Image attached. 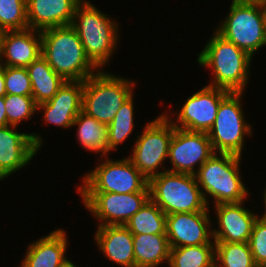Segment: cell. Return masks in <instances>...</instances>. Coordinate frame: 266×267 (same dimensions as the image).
I'll return each instance as SVG.
<instances>
[{
	"instance_id": "cell-1",
	"label": "cell",
	"mask_w": 266,
	"mask_h": 267,
	"mask_svg": "<svg viewBox=\"0 0 266 267\" xmlns=\"http://www.w3.org/2000/svg\"><path fill=\"white\" fill-rule=\"evenodd\" d=\"M42 53L50 67L66 81H85L97 73L87 57L76 30L71 26L52 27L41 31Z\"/></svg>"
},
{
	"instance_id": "cell-2",
	"label": "cell",
	"mask_w": 266,
	"mask_h": 267,
	"mask_svg": "<svg viewBox=\"0 0 266 267\" xmlns=\"http://www.w3.org/2000/svg\"><path fill=\"white\" fill-rule=\"evenodd\" d=\"M198 55V64L213 70L209 86L229 92H243L248 82L251 56L217 32Z\"/></svg>"
},
{
	"instance_id": "cell-3",
	"label": "cell",
	"mask_w": 266,
	"mask_h": 267,
	"mask_svg": "<svg viewBox=\"0 0 266 267\" xmlns=\"http://www.w3.org/2000/svg\"><path fill=\"white\" fill-rule=\"evenodd\" d=\"M71 26L79 35L87 57L102 69L117 46V23L89 1L82 0L75 9Z\"/></svg>"
},
{
	"instance_id": "cell-4",
	"label": "cell",
	"mask_w": 266,
	"mask_h": 267,
	"mask_svg": "<svg viewBox=\"0 0 266 267\" xmlns=\"http://www.w3.org/2000/svg\"><path fill=\"white\" fill-rule=\"evenodd\" d=\"M241 158L233 154L214 152L196 170L197 184L202 188L201 192L207 206L209 201L206 196L208 194L215 199V205L240 203L247 198L248 190L240 178Z\"/></svg>"
},
{
	"instance_id": "cell-5",
	"label": "cell",
	"mask_w": 266,
	"mask_h": 267,
	"mask_svg": "<svg viewBox=\"0 0 266 267\" xmlns=\"http://www.w3.org/2000/svg\"><path fill=\"white\" fill-rule=\"evenodd\" d=\"M150 199L166 214L204 211L208 206L195 175L161 172L149 179Z\"/></svg>"
},
{
	"instance_id": "cell-6",
	"label": "cell",
	"mask_w": 266,
	"mask_h": 267,
	"mask_svg": "<svg viewBox=\"0 0 266 267\" xmlns=\"http://www.w3.org/2000/svg\"><path fill=\"white\" fill-rule=\"evenodd\" d=\"M98 71L84 81L82 111L109 125L123 103L132 95L135 82Z\"/></svg>"
},
{
	"instance_id": "cell-7",
	"label": "cell",
	"mask_w": 266,
	"mask_h": 267,
	"mask_svg": "<svg viewBox=\"0 0 266 267\" xmlns=\"http://www.w3.org/2000/svg\"><path fill=\"white\" fill-rule=\"evenodd\" d=\"M216 32L249 56L266 46V7L233 2Z\"/></svg>"
},
{
	"instance_id": "cell-8",
	"label": "cell",
	"mask_w": 266,
	"mask_h": 267,
	"mask_svg": "<svg viewBox=\"0 0 266 267\" xmlns=\"http://www.w3.org/2000/svg\"><path fill=\"white\" fill-rule=\"evenodd\" d=\"M78 193L150 192L149 180L134 166L130 158L105 159L83 178Z\"/></svg>"
},
{
	"instance_id": "cell-9",
	"label": "cell",
	"mask_w": 266,
	"mask_h": 267,
	"mask_svg": "<svg viewBox=\"0 0 266 267\" xmlns=\"http://www.w3.org/2000/svg\"><path fill=\"white\" fill-rule=\"evenodd\" d=\"M243 92H229L220 102L216 119L207 133L215 153L242 156L244 136L252 134L241 104Z\"/></svg>"
},
{
	"instance_id": "cell-10",
	"label": "cell",
	"mask_w": 266,
	"mask_h": 267,
	"mask_svg": "<svg viewBox=\"0 0 266 267\" xmlns=\"http://www.w3.org/2000/svg\"><path fill=\"white\" fill-rule=\"evenodd\" d=\"M173 132L171 119L164 113L146 124L142 135L137 136L129 158L148 180L164 172L157 170L163 167V162L168 158Z\"/></svg>"
},
{
	"instance_id": "cell-11",
	"label": "cell",
	"mask_w": 266,
	"mask_h": 267,
	"mask_svg": "<svg viewBox=\"0 0 266 267\" xmlns=\"http://www.w3.org/2000/svg\"><path fill=\"white\" fill-rule=\"evenodd\" d=\"M80 196L85 207L101 220L99 226L125 225L147 203L150 192L80 193Z\"/></svg>"
},
{
	"instance_id": "cell-12",
	"label": "cell",
	"mask_w": 266,
	"mask_h": 267,
	"mask_svg": "<svg viewBox=\"0 0 266 267\" xmlns=\"http://www.w3.org/2000/svg\"><path fill=\"white\" fill-rule=\"evenodd\" d=\"M228 93L227 90L209 85L203 87L186 99L176 122L171 123L179 129L208 133L216 119L220 102Z\"/></svg>"
},
{
	"instance_id": "cell-13",
	"label": "cell",
	"mask_w": 266,
	"mask_h": 267,
	"mask_svg": "<svg viewBox=\"0 0 266 267\" xmlns=\"http://www.w3.org/2000/svg\"><path fill=\"white\" fill-rule=\"evenodd\" d=\"M213 154L207 133L174 127L168 153L173 168L167 171L195 175L197 163L199 169Z\"/></svg>"
},
{
	"instance_id": "cell-14",
	"label": "cell",
	"mask_w": 266,
	"mask_h": 267,
	"mask_svg": "<svg viewBox=\"0 0 266 267\" xmlns=\"http://www.w3.org/2000/svg\"><path fill=\"white\" fill-rule=\"evenodd\" d=\"M208 209L209 206L204 211L166 215V236L170 248L215 244L210 240L213 236Z\"/></svg>"
},
{
	"instance_id": "cell-15",
	"label": "cell",
	"mask_w": 266,
	"mask_h": 267,
	"mask_svg": "<svg viewBox=\"0 0 266 267\" xmlns=\"http://www.w3.org/2000/svg\"><path fill=\"white\" fill-rule=\"evenodd\" d=\"M17 126L0 127V175L3 178L31 162L42 145L38 134L17 132Z\"/></svg>"
},
{
	"instance_id": "cell-16",
	"label": "cell",
	"mask_w": 266,
	"mask_h": 267,
	"mask_svg": "<svg viewBox=\"0 0 266 267\" xmlns=\"http://www.w3.org/2000/svg\"><path fill=\"white\" fill-rule=\"evenodd\" d=\"M41 53V31L27 28L0 32L1 65L27 68L41 56ZM2 58L6 61L4 62Z\"/></svg>"
},
{
	"instance_id": "cell-17",
	"label": "cell",
	"mask_w": 266,
	"mask_h": 267,
	"mask_svg": "<svg viewBox=\"0 0 266 267\" xmlns=\"http://www.w3.org/2000/svg\"><path fill=\"white\" fill-rule=\"evenodd\" d=\"M84 81H66L57 93L48 101L37 105V111H44V120L48 123L70 128L82 110Z\"/></svg>"
},
{
	"instance_id": "cell-18",
	"label": "cell",
	"mask_w": 266,
	"mask_h": 267,
	"mask_svg": "<svg viewBox=\"0 0 266 267\" xmlns=\"http://www.w3.org/2000/svg\"><path fill=\"white\" fill-rule=\"evenodd\" d=\"M242 204L243 202L215 205L218 230L212 229L214 242H249L258 217Z\"/></svg>"
},
{
	"instance_id": "cell-19",
	"label": "cell",
	"mask_w": 266,
	"mask_h": 267,
	"mask_svg": "<svg viewBox=\"0 0 266 267\" xmlns=\"http://www.w3.org/2000/svg\"><path fill=\"white\" fill-rule=\"evenodd\" d=\"M82 0H26L28 28L42 31L71 25Z\"/></svg>"
},
{
	"instance_id": "cell-20",
	"label": "cell",
	"mask_w": 266,
	"mask_h": 267,
	"mask_svg": "<svg viewBox=\"0 0 266 267\" xmlns=\"http://www.w3.org/2000/svg\"><path fill=\"white\" fill-rule=\"evenodd\" d=\"M66 231L57 229L29 244L21 267H69L72 261L65 257Z\"/></svg>"
},
{
	"instance_id": "cell-21",
	"label": "cell",
	"mask_w": 266,
	"mask_h": 267,
	"mask_svg": "<svg viewBox=\"0 0 266 267\" xmlns=\"http://www.w3.org/2000/svg\"><path fill=\"white\" fill-rule=\"evenodd\" d=\"M95 239L108 260L119 266L135 267L133 234L125 225L98 226Z\"/></svg>"
},
{
	"instance_id": "cell-22",
	"label": "cell",
	"mask_w": 266,
	"mask_h": 267,
	"mask_svg": "<svg viewBox=\"0 0 266 267\" xmlns=\"http://www.w3.org/2000/svg\"><path fill=\"white\" fill-rule=\"evenodd\" d=\"M27 72L31 81L32 96L37 105L50 100L66 82L42 55L27 67Z\"/></svg>"
},
{
	"instance_id": "cell-23",
	"label": "cell",
	"mask_w": 266,
	"mask_h": 267,
	"mask_svg": "<svg viewBox=\"0 0 266 267\" xmlns=\"http://www.w3.org/2000/svg\"><path fill=\"white\" fill-rule=\"evenodd\" d=\"M133 245L135 267H157L163 261L169 262L170 246L166 235H133Z\"/></svg>"
},
{
	"instance_id": "cell-24",
	"label": "cell",
	"mask_w": 266,
	"mask_h": 267,
	"mask_svg": "<svg viewBox=\"0 0 266 267\" xmlns=\"http://www.w3.org/2000/svg\"><path fill=\"white\" fill-rule=\"evenodd\" d=\"M77 125V137L83 146L89 151L101 152V156L108 155V127L97 121L82 110L75 118L73 124Z\"/></svg>"
},
{
	"instance_id": "cell-25",
	"label": "cell",
	"mask_w": 266,
	"mask_h": 267,
	"mask_svg": "<svg viewBox=\"0 0 266 267\" xmlns=\"http://www.w3.org/2000/svg\"><path fill=\"white\" fill-rule=\"evenodd\" d=\"M133 235H166V214L151 200L125 224Z\"/></svg>"
},
{
	"instance_id": "cell-26",
	"label": "cell",
	"mask_w": 266,
	"mask_h": 267,
	"mask_svg": "<svg viewBox=\"0 0 266 267\" xmlns=\"http://www.w3.org/2000/svg\"><path fill=\"white\" fill-rule=\"evenodd\" d=\"M169 267H215V244L170 248Z\"/></svg>"
},
{
	"instance_id": "cell-27",
	"label": "cell",
	"mask_w": 266,
	"mask_h": 267,
	"mask_svg": "<svg viewBox=\"0 0 266 267\" xmlns=\"http://www.w3.org/2000/svg\"><path fill=\"white\" fill-rule=\"evenodd\" d=\"M215 267H258L248 242H215Z\"/></svg>"
},
{
	"instance_id": "cell-28",
	"label": "cell",
	"mask_w": 266,
	"mask_h": 267,
	"mask_svg": "<svg viewBox=\"0 0 266 267\" xmlns=\"http://www.w3.org/2000/svg\"><path fill=\"white\" fill-rule=\"evenodd\" d=\"M133 96L127 99L116 112L108 127V150H117V146L131 134L134 126Z\"/></svg>"
},
{
	"instance_id": "cell-29",
	"label": "cell",
	"mask_w": 266,
	"mask_h": 267,
	"mask_svg": "<svg viewBox=\"0 0 266 267\" xmlns=\"http://www.w3.org/2000/svg\"><path fill=\"white\" fill-rule=\"evenodd\" d=\"M27 28L26 0H0V32Z\"/></svg>"
},
{
	"instance_id": "cell-30",
	"label": "cell",
	"mask_w": 266,
	"mask_h": 267,
	"mask_svg": "<svg viewBox=\"0 0 266 267\" xmlns=\"http://www.w3.org/2000/svg\"><path fill=\"white\" fill-rule=\"evenodd\" d=\"M7 122L18 126L21 121L31 118L37 111L33 96L6 94L4 96Z\"/></svg>"
},
{
	"instance_id": "cell-31",
	"label": "cell",
	"mask_w": 266,
	"mask_h": 267,
	"mask_svg": "<svg viewBox=\"0 0 266 267\" xmlns=\"http://www.w3.org/2000/svg\"><path fill=\"white\" fill-rule=\"evenodd\" d=\"M4 78L6 94L32 96L27 68L4 66Z\"/></svg>"
},
{
	"instance_id": "cell-32",
	"label": "cell",
	"mask_w": 266,
	"mask_h": 267,
	"mask_svg": "<svg viewBox=\"0 0 266 267\" xmlns=\"http://www.w3.org/2000/svg\"><path fill=\"white\" fill-rule=\"evenodd\" d=\"M252 256L258 267H266V222L255 220L249 239Z\"/></svg>"
},
{
	"instance_id": "cell-33",
	"label": "cell",
	"mask_w": 266,
	"mask_h": 267,
	"mask_svg": "<svg viewBox=\"0 0 266 267\" xmlns=\"http://www.w3.org/2000/svg\"><path fill=\"white\" fill-rule=\"evenodd\" d=\"M9 125L7 122V115L5 110L4 96L0 97V127Z\"/></svg>"
},
{
	"instance_id": "cell-34",
	"label": "cell",
	"mask_w": 266,
	"mask_h": 267,
	"mask_svg": "<svg viewBox=\"0 0 266 267\" xmlns=\"http://www.w3.org/2000/svg\"><path fill=\"white\" fill-rule=\"evenodd\" d=\"M4 66L0 64V97L5 96Z\"/></svg>"
},
{
	"instance_id": "cell-35",
	"label": "cell",
	"mask_w": 266,
	"mask_h": 267,
	"mask_svg": "<svg viewBox=\"0 0 266 267\" xmlns=\"http://www.w3.org/2000/svg\"><path fill=\"white\" fill-rule=\"evenodd\" d=\"M233 2L243 3V4H255L266 7V0H232Z\"/></svg>"
},
{
	"instance_id": "cell-36",
	"label": "cell",
	"mask_w": 266,
	"mask_h": 267,
	"mask_svg": "<svg viewBox=\"0 0 266 267\" xmlns=\"http://www.w3.org/2000/svg\"><path fill=\"white\" fill-rule=\"evenodd\" d=\"M263 198H264L265 207H266V188H265V191H264V196H263ZM259 219H261L262 221L266 222V208H265V212H264V214H263L262 217L259 218Z\"/></svg>"
},
{
	"instance_id": "cell-37",
	"label": "cell",
	"mask_w": 266,
	"mask_h": 267,
	"mask_svg": "<svg viewBox=\"0 0 266 267\" xmlns=\"http://www.w3.org/2000/svg\"><path fill=\"white\" fill-rule=\"evenodd\" d=\"M69 267H76V266H75V264L72 263Z\"/></svg>"
}]
</instances>
